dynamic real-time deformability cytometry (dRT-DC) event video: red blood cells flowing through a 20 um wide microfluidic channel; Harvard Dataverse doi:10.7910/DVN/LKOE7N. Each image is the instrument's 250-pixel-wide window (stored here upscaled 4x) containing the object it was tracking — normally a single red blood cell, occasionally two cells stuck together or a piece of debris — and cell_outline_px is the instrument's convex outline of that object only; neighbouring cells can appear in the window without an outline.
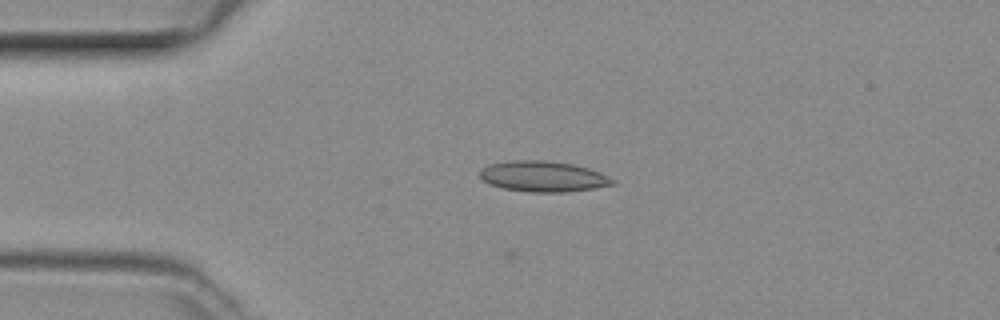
{"species": "common noctule bat (a hibernating species)", "species_latin": "Nyctalus noctula", "temperature_condition": "room temperature", "stored_images_in_passage": 48, "camera_frame_rate_fps": 3000, "um_per_image_px": 0.085, "animal": {"sex": "female", "body_mass_g": 29.2, "forearm_length_mm": 56.3}, "frame": {"image": 1, "passage_image": 11, "time_ms": 3.333, "image_size_px": [1000, 320], "cell_outline_px": [[616, 184], [568, 192], [528, 192], [504, 188], [488, 184], [480, 176], [480, 168], [488, 164], [516, 160], [544, 160], [572, 164], [588, 168], [600, 172], [616, 180]], "centroid_in_image_um": [46.16, 15.0], "position_along_channel_um": 38.8, "area_um2": 23.76}}
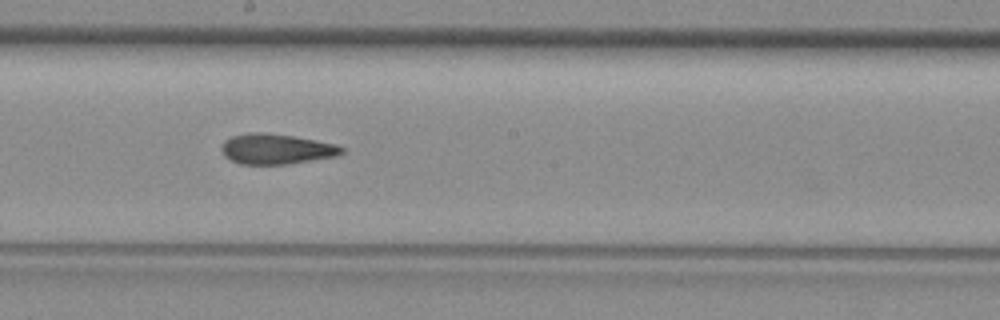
{"frame": {"image": 2, "passage_image": 26, "time_ms": 8.333, "image_size_px": [1000, 320], "cell_outline_px": [[344, 152], [340, 156], [288, 164], [240, 164], [224, 156], [220, 148], [224, 140], [232, 136], [248, 132], [264, 132], [292, 136], [316, 140], [336, 144], [344, 148]], "centroid_in_image_um": [23.5, 12.66], "position_along_channel_um": 224.7, "area_um2": 21.44}}
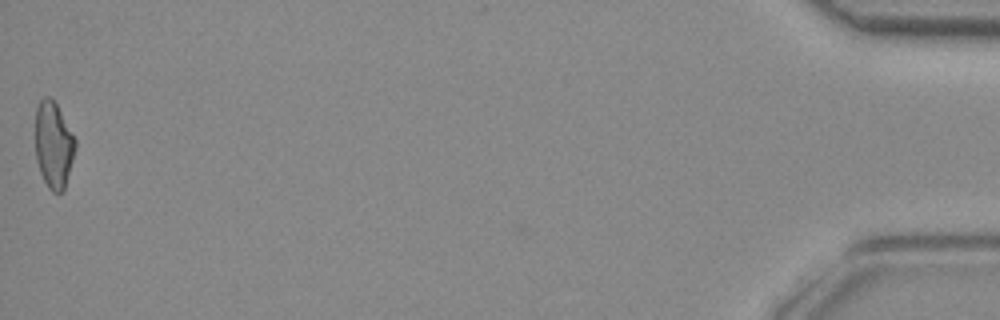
{"frame": {"image": 3, "passage_image": 48, "time_ms": 15.667, "image_size_px": [1000, 320], "cell_outline_px": [[76, 148], [64, 192], [52, 192], [48, 188], [40, 172], [36, 160], [36, 108], [40, 100], [44, 96], [48, 96], [56, 104], [76, 140]], "centroid_in_image_um": [4.56, 12.35], "position_along_channel_um": 430.6, "area_um2": 20.06}}